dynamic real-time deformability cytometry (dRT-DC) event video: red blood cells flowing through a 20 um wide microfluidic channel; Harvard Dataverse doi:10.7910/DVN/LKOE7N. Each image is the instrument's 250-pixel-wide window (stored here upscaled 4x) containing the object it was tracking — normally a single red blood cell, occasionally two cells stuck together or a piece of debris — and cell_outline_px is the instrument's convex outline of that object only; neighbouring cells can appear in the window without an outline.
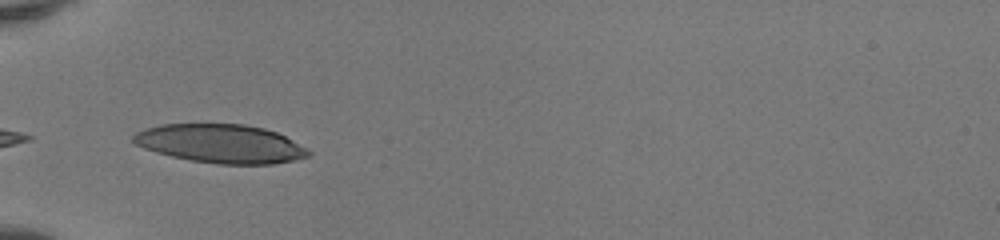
{"species": "human", "species_latin": "Homo sapiens", "temperature_condition": "room temperature", "stored_images_in_passage": 7, "camera_frame_rate_fps": 3000, "um_per_image_px": 0.085, "donor": {"sex": "female"}, "frame": {"image": 1, "passage_image": 1, "time_ms": 0.0, "image_size_px": [1000, 240], "cell_outline_px": [[312, 152], [308, 156], [296, 160], [272, 164], [216, 164], [192, 160], [172, 156], [156, 152], [144, 148], [136, 144], [132, 140], [132, 136], [136, 132], [144, 128], [160, 124], [244, 124], [264, 128], [276, 132], [308, 148]], "centroid_in_image_um": [18.76, 12.21], "position_along_channel_um": 66.2, "area_um2": 39.48}}
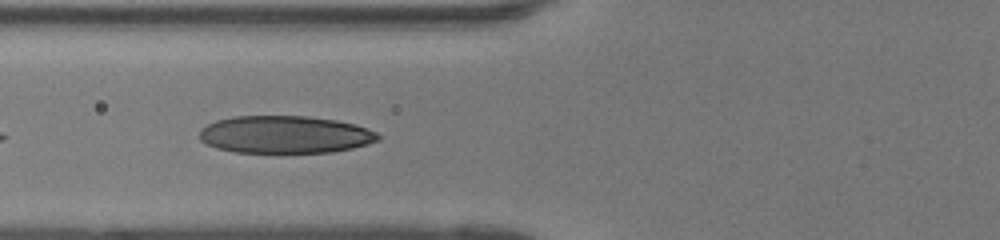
{"frame": {"image": 2, "passage_image": 4, "time_ms": 1.0, "image_size_px": [1000, 240], "cell_outline_px": [[380, 140], [368, 144], [352, 148], [332, 152], [236, 152], [216, 148], [204, 144], [200, 140], [200, 128], [216, 120], [232, 116], [308, 116], [336, 120], [356, 124], [368, 128], [376, 132], [380, 136]], "centroid_in_image_um": [24.22, 11.43], "position_along_channel_um": 101.6, "area_um2": 39.25}}
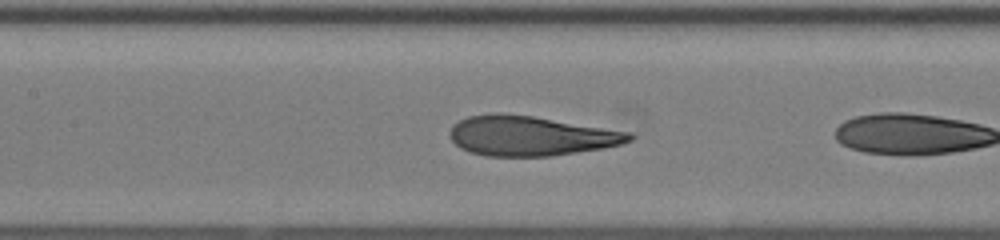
{"frame": {"image": 3, "passage_image": 6, "time_ms": 1.667, "image_size_px": [1000, 240], "cell_outline_px": [[636, 136], [632, 140], [620, 144], [604, 148], [552, 156], [484, 156], [460, 148], [452, 140], [448, 132], [452, 124], [468, 116], [492, 112], [500, 112], [532, 116], [632, 132]], "centroid_in_image_um": [45.09, 11.54], "position_along_channel_um": 162.3, "area_um2": 41.91}}